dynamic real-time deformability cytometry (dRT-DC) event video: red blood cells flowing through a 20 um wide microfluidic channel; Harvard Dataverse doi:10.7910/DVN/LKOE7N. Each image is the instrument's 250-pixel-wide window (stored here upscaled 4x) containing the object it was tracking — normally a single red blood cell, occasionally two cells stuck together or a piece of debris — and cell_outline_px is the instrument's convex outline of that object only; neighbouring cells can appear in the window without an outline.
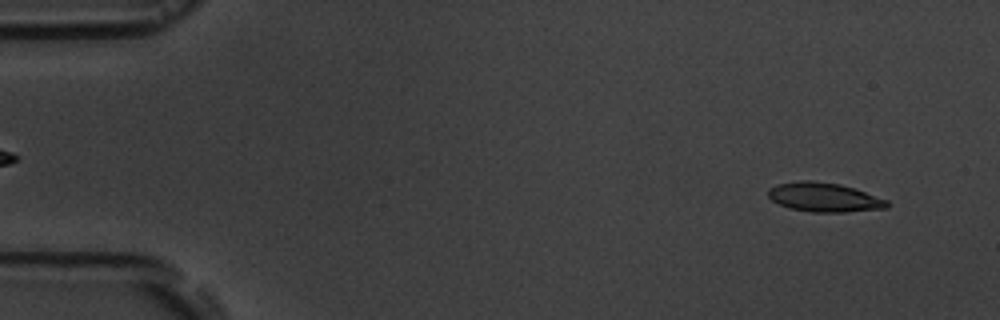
{"species": "common noctule bat (a hibernating species)", "species_latin": "Nyctalus noctula", "temperature_condition": "room temperature", "stored_images_in_passage": 9, "camera_frame_rate_fps": 3000, "um_per_image_px": 0.085, "animal": {"sex": "male", "body_mass_g": 19.5, "forearm_length_mm": 54.6}, "frame": {"image": 1, "passage_image": 1, "time_ms": 0.0, "image_size_px": [1000, 320], "cell_outline_px": [[888, 208], [844, 212], [812, 212], [788, 208], [772, 200], [768, 196], [768, 188], [776, 184], [800, 180], [812, 180], [840, 184], [856, 188], [888, 200]], "centroid_in_image_um": [70.05, 16.76], "position_along_channel_um": 14.9, "area_um2": 20.4}}
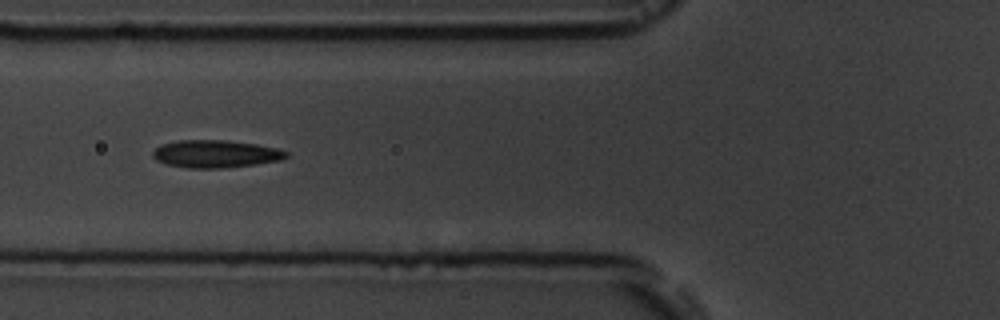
{"frame": {"image": 2, "passage_image": 6, "time_ms": 5.667, "image_size_px": [1000, 320], "cell_outline_px": [[288, 156], [280, 160], [256, 164], [224, 168], [188, 168], [164, 164], [156, 160], [152, 156], [152, 152], [160, 144], [176, 140], [228, 140], [256, 144], [276, 148], [288, 152]], "centroid_in_image_um": [18.28, 13.08], "position_along_channel_um": 107.5, "area_um2": 21.62}}
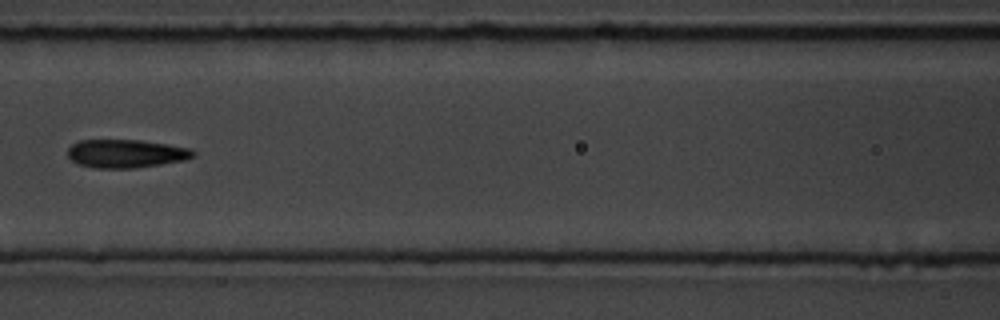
{"frame": {"image": 3, "passage_image": 7, "time_ms": 7.0, "image_size_px": [1000, 320], "cell_outline_px": [[196, 156], [184, 160], [136, 168], [92, 168], [80, 164], [72, 160], [68, 156], [68, 148], [72, 144], [80, 140], [140, 140], [168, 144], [192, 148], [196, 152]], "centroid_in_image_um": [10.74, 13.05], "position_along_channel_um": 155.9, "area_um2": 20.81}}